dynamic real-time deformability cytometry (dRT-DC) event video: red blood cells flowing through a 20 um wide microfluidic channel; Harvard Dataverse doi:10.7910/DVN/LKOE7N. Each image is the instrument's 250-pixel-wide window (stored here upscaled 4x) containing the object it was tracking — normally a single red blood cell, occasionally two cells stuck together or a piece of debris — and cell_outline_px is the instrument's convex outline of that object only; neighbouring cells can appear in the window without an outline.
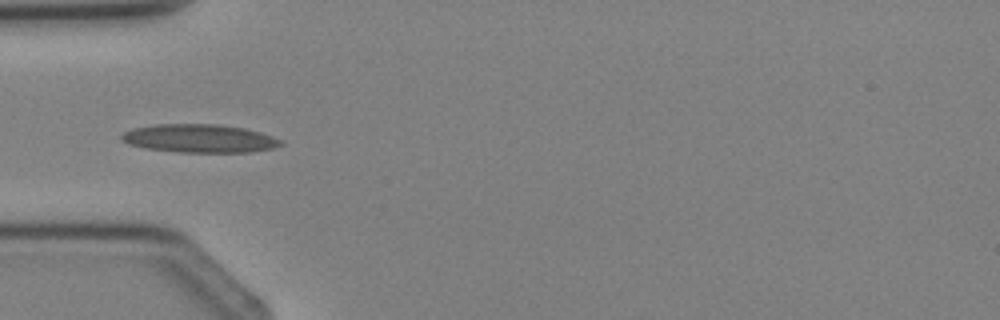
{"species": "Egyptian fruit bat (a non-hibernating species)", "species_latin": "Rousettus aegyptiacus", "temperature_condition": "cold", "stored_images_in_passage": 4, "camera_frame_rate_fps": 3000, "um_per_image_px": 0.085, "animal": {"sex": "female"}, "frame": {"image": 1, "passage_image": 4, "time_ms": 3.333, "image_size_px": [1000, 320], "cell_outline_px": [[284, 144], [272, 148], [252, 152], [180, 152], [148, 148], [128, 144], [120, 140], [120, 136], [124, 132], [132, 128], [156, 124], [220, 124], [244, 128], [260, 132], [272, 136], [280, 140]], "centroid_in_image_um": [16.94, 11.76], "position_along_channel_um": 68.1, "area_um2": 26.24}}